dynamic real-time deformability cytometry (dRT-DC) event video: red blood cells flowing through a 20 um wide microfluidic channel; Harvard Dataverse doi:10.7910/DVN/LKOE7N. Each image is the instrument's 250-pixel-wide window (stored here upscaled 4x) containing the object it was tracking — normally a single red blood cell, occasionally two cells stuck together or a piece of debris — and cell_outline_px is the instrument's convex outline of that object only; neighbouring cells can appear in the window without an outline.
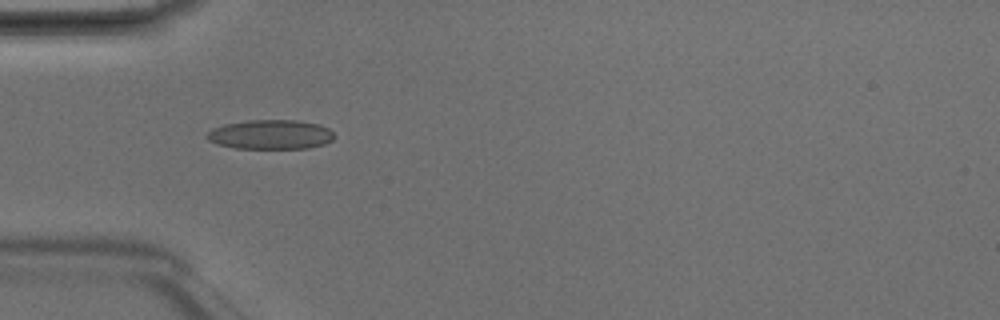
{"species": "Egyptian fruit bat (a non-hibernating species)", "species_latin": "Rousettus aegyptiacus", "temperature_condition": "room temperature", "stored_images_in_passage": 4, "camera_frame_rate_fps": 3000, "um_per_image_px": 0.085, "animal": {"sex": "male"}, "frame": {"image": 1, "passage_image": 4, "time_ms": 1.0, "image_size_px": [1000, 320], "cell_outline_px": [[336, 136], [332, 140], [324, 144], [308, 148], [236, 148], [216, 144], [208, 140], [204, 136], [212, 128], [224, 124], [248, 120], [296, 120], [320, 124], [328, 128]], "centroid_in_image_um": [22.99, 11.43], "position_along_channel_um": 62.0, "area_um2": 21.96}}